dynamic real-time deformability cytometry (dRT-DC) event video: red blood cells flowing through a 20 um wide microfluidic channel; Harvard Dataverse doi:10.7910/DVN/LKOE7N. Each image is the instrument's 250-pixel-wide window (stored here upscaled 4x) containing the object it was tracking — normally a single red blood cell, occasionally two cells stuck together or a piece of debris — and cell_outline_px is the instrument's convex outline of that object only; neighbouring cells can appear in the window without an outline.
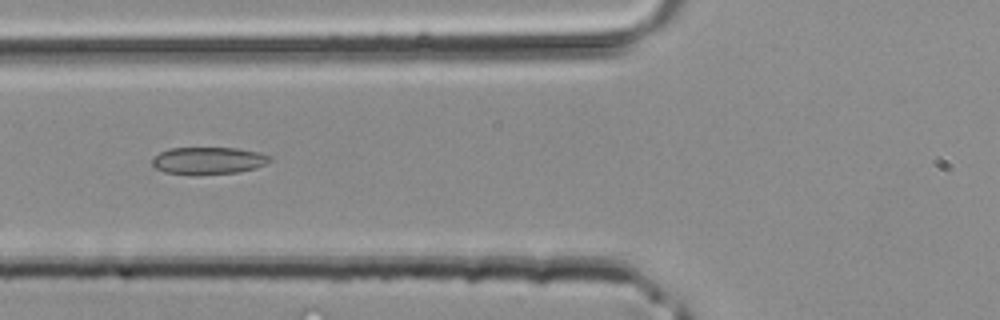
{"species": "common noctule bat (a hibernating species)", "species_latin": "Nyctalus noctula", "temperature_condition": "room temperature", "stored_images_in_passage": 35, "camera_frame_rate_fps": 3000, "um_per_image_px": 0.085, "animal": {"sex": "male", "body_mass_g": 20.4}, "frame": {"image": 1, "passage_image": 10, "time_ms": 3.0, "image_size_px": [1000, 320], "cell_outline_px": [[272, 160], [256, 168], [240, 172], [164, 172], [156, 168], [152, 164], [152, 156], [168, 148], [236, 148], [256, 152], [268, 156]], "centroid_in_image_um": [17.68, 13.61], "position_along_channel_um": 108.1, "area_um2": 17.8}}
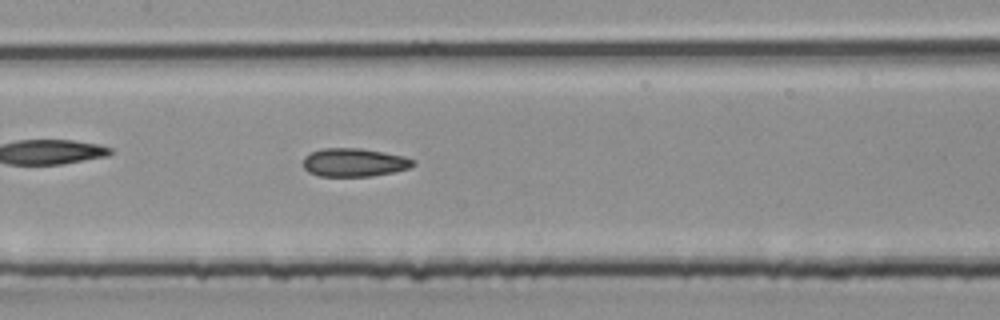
{"frame": {"image": 2, "passage_image": 14, "time_ms": 4.333, "image_size_px": [1000, 320], "cell_outline_px": [[416, 164], [408, 168], [392, 172], [372, 176], [320, 176], [308, 172], [304, 168], [304, 156], [312, 152], [324, 148], [360, 148], [384, 152], [404, 156], [416, 160]], "centroid_in_image_um": [30.12, 13.8], "position_along_channel_um": 177.3, "area_um2": 18.15}}
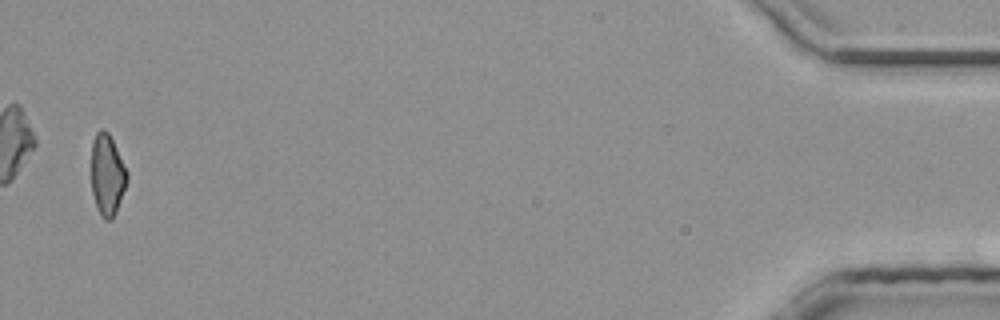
{"frame": {"image": 3, "passage_image": 34, "time_ms": 11.0, "image_size_px": [1000, 320], "cell_outline_px": [[128, 180], [116, 212], [112, 220], [104, 220], [100, 216], [92, 192], [92, 140], [96, 132], [100, 128], [104, 128], [108, 132], [128, 172]], "centroid_in_image_um": [9.12, 14.86], "position_along_channel_um": 426.1, "area_um2": 16.94}}